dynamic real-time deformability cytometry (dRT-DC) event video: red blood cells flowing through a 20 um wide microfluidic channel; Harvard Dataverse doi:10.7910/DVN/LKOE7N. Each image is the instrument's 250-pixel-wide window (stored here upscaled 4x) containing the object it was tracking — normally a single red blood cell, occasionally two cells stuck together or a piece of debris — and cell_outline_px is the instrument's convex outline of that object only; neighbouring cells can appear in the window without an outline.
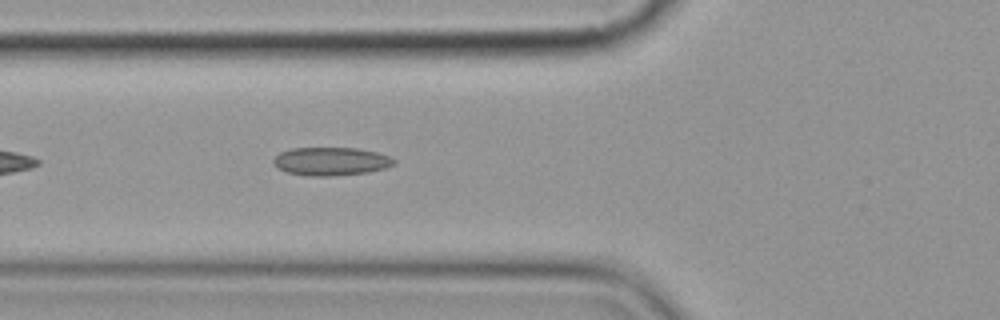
{"species": "common noctule bat (a hibernating species)", "species_latin": "Nyctalus noctula", "temperature_condition": "cold", "stored_images_in_passage": 4, "camera_frame_rate_fps": 3000, "um_per_image_px": 0.085, "animal": {"sex": "female", "body_mass_g": 19.9}, "frame": {"image": 1, "passage_image": 4, "time_ms": 4.333, "image_size_px": [1000, 320], "cell_outline_px": [[396, 164], [384, 168], [368, 172], [328, 176], [308, 176], [288, 172], [276, 168], [272, 160], [280, 152], [292, 148], [356, 148], [376, 152], [388, 156], [396, 160]], "centroid_in_image_um": [28.11, 13.71], "position_along_channel_um": 97.7, "area_um2": 19.77}}